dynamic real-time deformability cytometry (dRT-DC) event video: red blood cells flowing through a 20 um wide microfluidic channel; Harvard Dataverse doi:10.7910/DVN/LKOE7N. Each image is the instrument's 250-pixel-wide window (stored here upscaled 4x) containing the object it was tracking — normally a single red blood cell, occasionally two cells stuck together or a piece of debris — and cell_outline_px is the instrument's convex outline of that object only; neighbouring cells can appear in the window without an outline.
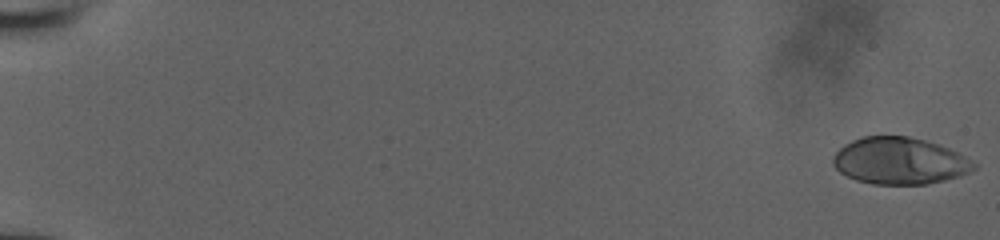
{"species": "human", "species_latin": "Homo sapiens", "temperature_condition": "room temperature", "stored_images_in_passage": 17, "camera_frame_rate_fps": 3000, "um_per_image_px": 0.085, "donor": {"sex": "male"}, "frame": {"image": 1, "passage_image": 1, "time_ms": 0.0, "image_size_px": [1000, 240], "cell_outline_px": [[976, 168], [960, 176], [928, 184], [872, 184], [856, 180], [840, 172], [832, 164], [832, 156], [844, 144], [852, 140], [864, 136], [908, 136], [924, 140], [948, 148], [964, 156], [976, 164]], "centroid_in_image_um": [76.43, 13.68], "position_along_channel_um": 8.6, "area_um2": 38.26}}
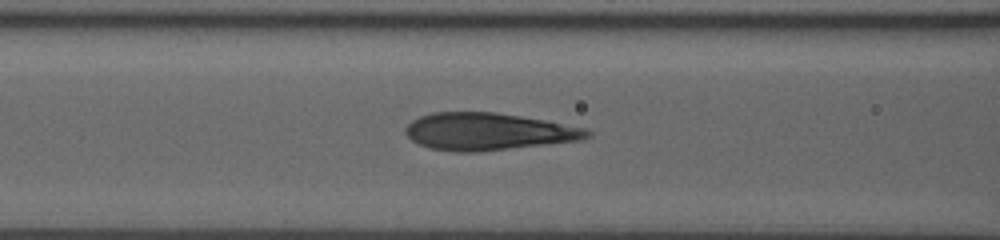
{"frame": {"image": 2, "passage_image": 15, "time_ms": 8.667, "image_size_px": [1000, 240], "cell_outline_px": [[592, 136], [584, 140], [476, 152], [452, 152], [428, 148], [412, 140], [404, 132], [404, 128], [412, 120], [420, 116], [432, 112], [496, 112], [544, 120], [584, 128], [592, 132]], "centroid_in_image_um": [41.48, 11.19], "position_along_channel_um": 125.1, "area_um2": 39.54}}
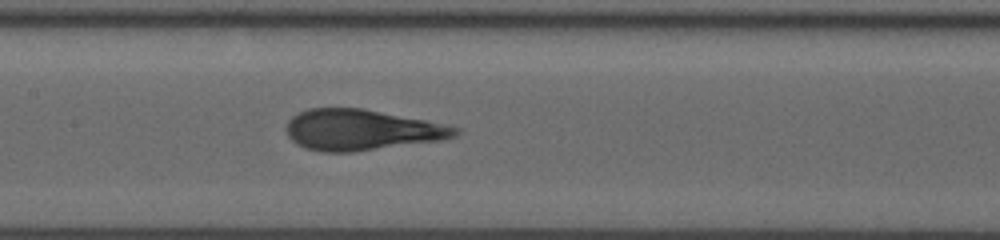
{"frame": {"image": 3, "passage_image": 17, "time_ms": 10.0, "image_size_px": [1000, 240], "cell_outline_px": [[460, 132], [456, 136], [444, 140], [352, 152], [320, 152], [304, 148], [296, 144], [288, 136], [284, 128], [288, 120], [296, 112], [308, 108], [364, 108], [424, 120], [460, 128]], "centroid_in_image_um": [30.67, 11.04], "position_along_channel_um": 176.7, "area_um2": 40.52}}